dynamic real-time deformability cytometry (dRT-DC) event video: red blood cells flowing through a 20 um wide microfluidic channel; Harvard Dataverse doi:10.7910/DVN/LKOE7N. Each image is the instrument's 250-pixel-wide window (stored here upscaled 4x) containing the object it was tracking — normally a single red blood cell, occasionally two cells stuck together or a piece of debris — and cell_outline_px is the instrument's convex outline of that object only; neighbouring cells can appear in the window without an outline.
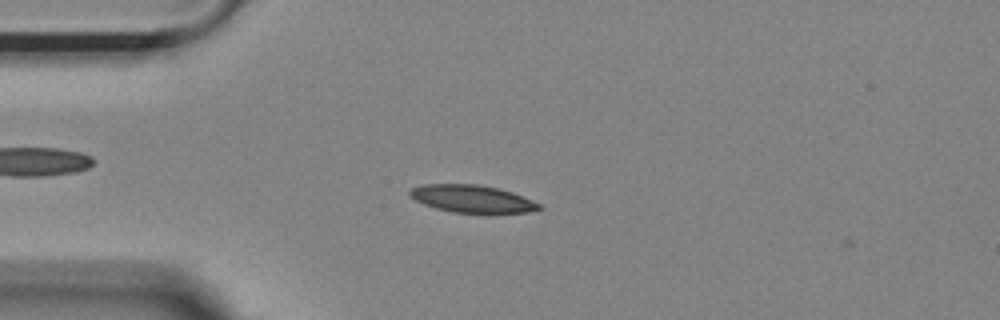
{"species": "Egyptian fruit bat (a non-hibernating species)", "species_latin": "Rousettus aegyptiacus", "temperature_condition": "room temperature", "stored_images_in_passage": 4, "camera_frame_rate_fps": 3000, "um_per_image_px": 0.085, "animal": {"sex": "female"}, "frame": {"image": 1, "passage_image": 3, "time_ms": 0.667, "image_size_px": [1000, 320], "cell_outline_px": [[544, 208], [528, 212], [488, 216], [452, 212], [436, 208], [424, 204], [408, 196], [408, 192], [412, 188], [420, 184], [476, 184], [496, 188], [512, 192], [532, 200], [540, 204]], "centroid_in_image_um": [40.17, 16.95], "position_along_channel_um": 44.8, "area_um2": 21.56}}